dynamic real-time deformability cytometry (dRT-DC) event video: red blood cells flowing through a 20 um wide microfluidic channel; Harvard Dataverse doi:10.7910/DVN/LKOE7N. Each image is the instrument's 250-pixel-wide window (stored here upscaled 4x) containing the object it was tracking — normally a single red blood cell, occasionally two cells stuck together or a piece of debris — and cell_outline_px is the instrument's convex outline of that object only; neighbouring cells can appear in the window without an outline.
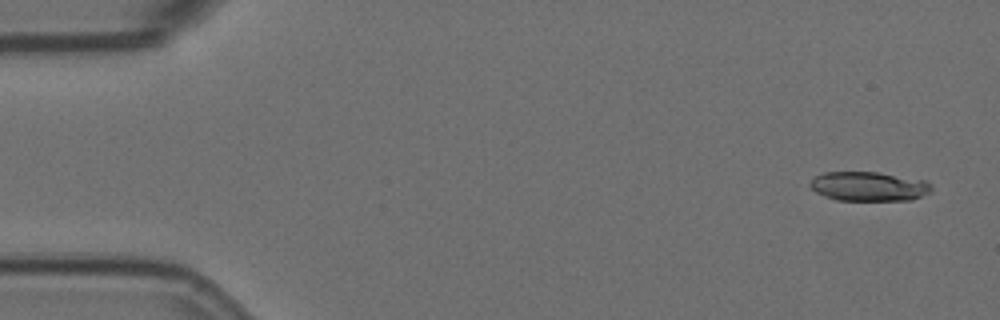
{"species": "Egyptian fruit bat (a non-hibernating species)", "species_latin": "Rousettus aegyptiacus", "temperature_condition": "room temperature", "stored_images_in_passage": 10, "camera_frame_rate_fps": 3000, "um_per_image_px": 0.085, "animal": {"sex": "female"}, "frame": {"image": 1, "passage_image": 1, "time_ms": 0.0, "image_size_px": [1000, 320], "cell_outline_px": [[932, 192], [912, 200], [836, 200], [816, 192], [808, 184], [816, 176], [824, 172], [880, 172], [928, 180], [932, 184]], "centroid_in_image_um": [73.92, 15.83], "position_along_channel_um": 11.1, "area_um2": 20.98}}